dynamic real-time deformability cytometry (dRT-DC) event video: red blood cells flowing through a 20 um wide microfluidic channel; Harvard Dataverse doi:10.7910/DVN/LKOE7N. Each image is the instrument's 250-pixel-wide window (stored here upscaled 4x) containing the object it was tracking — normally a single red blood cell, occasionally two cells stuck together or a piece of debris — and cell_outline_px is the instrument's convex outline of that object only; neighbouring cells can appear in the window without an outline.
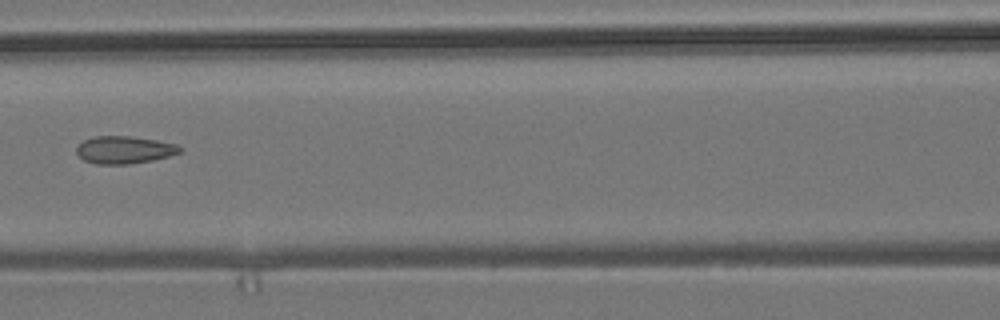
{"species": "common noctule bat (a hibernating species)", "species_latin": "Nyctalus noctula", "temperature_condition": "room temperature", "stored_images_in_passage": 8, "camera_frame_rate_fps": 3000, "um_per_image_px": 0.085, "animal": {"sex": "male", "body_mass_g": 19.2, "forearm_length_mm": 51.8}, "frame": {"image": 1, "passage_image": 7, "time_ms": 7.667, "image_size_px": [1000, 320], "cell_outline_px": [[184, 148], [180, 152], [168, 156], [152, 160], [128, 164], [96, 164], [84, 160], [76, 152], [76, 148], [84, 140], [96, 136], [132, 136], [156, 140], [176, 144]], "centroid_in_image_um": [10.58, 12.73], "position_along_channel_um": 156.0, "area_um2": 16.47}}
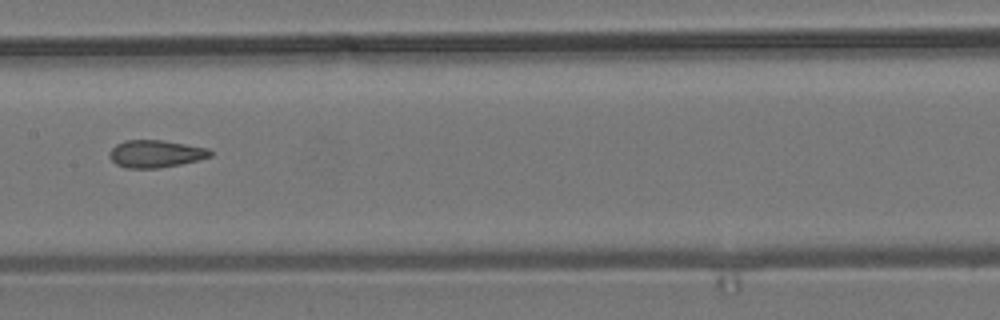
{"frame": {"image": 2, "passage_image": 8, "time_ms": 8.667, "image_size_px": [1000, 320], "cell_outline_px": [[212, 156], [180, 164], [160, 168], [128, 168], [116, 164], [108, 156], [108, 152], [116, 144], [124, 140], [160, 140], [208, 148], [212, 152]], "centroid_in_image_um": [13.19, 13.07], "position_along_channel_um": 194.2, "area_um2": 16.01}}